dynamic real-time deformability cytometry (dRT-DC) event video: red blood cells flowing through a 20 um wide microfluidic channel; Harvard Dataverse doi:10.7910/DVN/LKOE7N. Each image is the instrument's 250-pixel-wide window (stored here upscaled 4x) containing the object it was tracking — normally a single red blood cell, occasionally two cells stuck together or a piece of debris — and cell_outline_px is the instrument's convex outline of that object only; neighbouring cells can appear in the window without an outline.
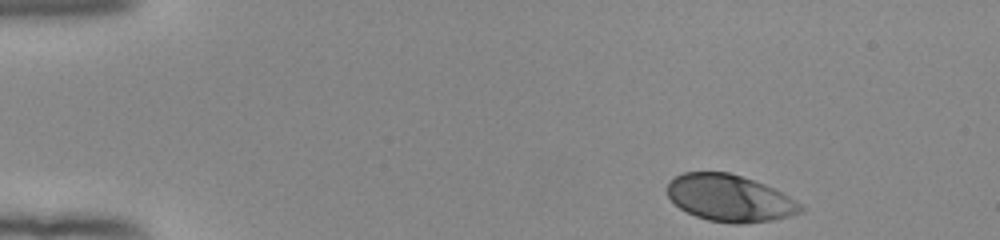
{"species": "human", "species_latin": "Homo sapiens", "temperature_condition": "room temperature", "stored_images_in_passage": 40, "camera_frame_rate_fps": 3000, "um_per_image_px": 0.085, "donor": {"sex": "female"}, "frame": {"image": 1, "passage_image": 1, "time_ms": 0.0, "image_size_px": [1000, 240], "cell_outline_px": [[808, 208], [804, 212], [772, 220], [740, 224], [732, 224], [708, 220], [696, 216], [680, 208], [668, 196], [668, 184], [676, 176], [684, 172], [728, 172], [764, 184], [788, 196]], "centroid_in_image_um": [62.06, 16.86], "position_along_channel_um": 22.9, "area_um2": 36.13}}
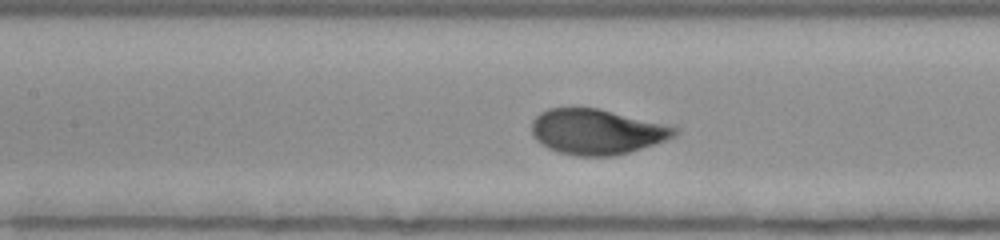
{"frame": {"image": 2, "passage_image": 19, "time_ms": 6.0, "image_size_px": [1000, 240], "cell_outline_px": [[680, 132], [676, 136], [628, 152], [612, 156], [576, 156], [560, 152], [548, 148], [536, 140], [532, 132], [532, 120], [540, 112], [548, 108], [600, 108], [680, 128]], "centroid_in_image_um": [50.72, 11.19], "position_along_channel_um": 156.7, "area_um2": 37.57}}
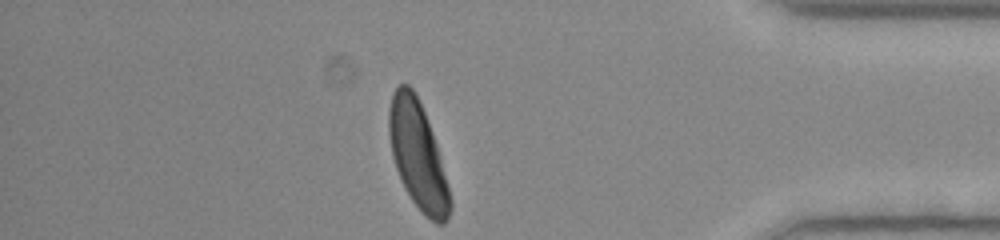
{"frame": {"image": 3, "passage_image": 40, "time_ms": 13.0, "image_size_px": [1000, 240], "cell_outline_px": [[452, 208], [448, 220], [444, 224], [436, 224], [424, 216], [412, 200], [404, 188], [400, 180], [392, 156], [388, 136], [388, 108], [392, 92], [400, 84], [408, 84], [412, 88], [424, 112], [432, 132], [436, 144], [452, 200]], "centroid_in_image_um": [35.49, 13.25], "position_along_channel_um": 399.7, "area_um2": 38.21}, "authors_computed_cell_mechanics": {"area_um2": 37.0209, "velocity_mm_per_s": 3.8962, "shape_relaxation_time_tau1_ms": 3.4442, "shape_relaxation_time_tau2_ms": null, "deformation_change_tau1": 0.1928, "deformation_change_tau2": null}}